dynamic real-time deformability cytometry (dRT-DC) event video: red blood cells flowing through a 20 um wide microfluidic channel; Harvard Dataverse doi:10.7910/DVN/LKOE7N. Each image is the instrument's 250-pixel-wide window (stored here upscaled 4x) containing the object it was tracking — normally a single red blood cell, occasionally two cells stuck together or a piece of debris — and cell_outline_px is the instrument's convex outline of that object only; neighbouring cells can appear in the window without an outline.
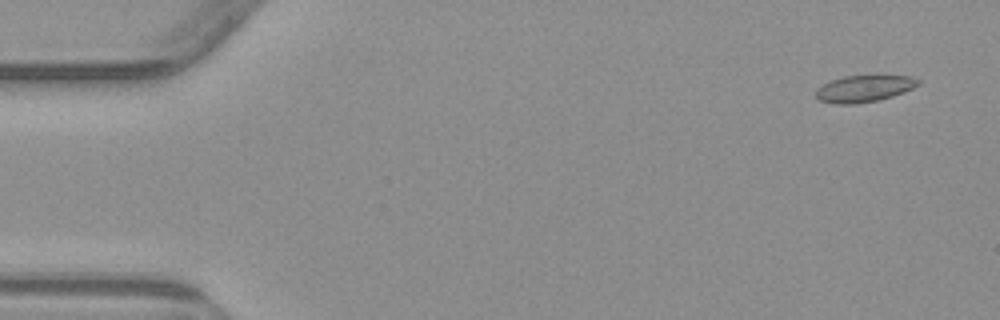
{"species": "common noctule bat (a hibernating species)", "species_latin": "Nyctalus noctula", "temperature_condition": "warm", "stored_images_in_passage": 5, "segment_of_instrument_passage": [2, 2], "camera_frame_rate_fps": 3000, "um_per_image_px": 0.085, "animal": {"sex": "male", "body_mass_g": 23.1, "forearm_length_mm": 52.7}, "frame": {"image": 1, "passage_image": 5, "time_ms": 5.333, "image_size_px": [1000, 320], "cell_outline_px": [[920, 84], [904, 92], [880, 100], [856, 104], [832, 104], [820, 100], [816, 96], [816, 88], [832, 80], [844, 76], [912, 76], [920, 80]], "centroid_in_image_um": [73.45, 7.54], "position_along_channel_um": 11.6, "area_um2": 15.9}}